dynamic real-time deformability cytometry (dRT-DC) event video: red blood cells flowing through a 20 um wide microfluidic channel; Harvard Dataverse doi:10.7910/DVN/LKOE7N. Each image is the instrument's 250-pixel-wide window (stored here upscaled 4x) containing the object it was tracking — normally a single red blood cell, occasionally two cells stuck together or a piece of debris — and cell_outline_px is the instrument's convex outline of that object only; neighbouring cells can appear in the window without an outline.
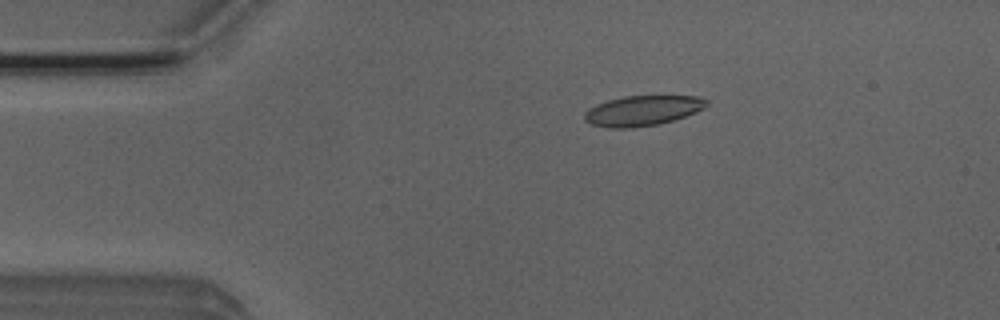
{"species": "Egyptian fruit bat (a non-hibernating species)", "species_latin": "Rousettus aegyptiacus", "temperature_condition": "room temperature", "stored_images_in_passage": 5, "camera_frame_rate_fps": 3000, "um_per_image_px": 0.085, "animal": {"sex": "male"}, "frame": {"image": 1, "passage_image": 2, "time_ms": 0.333, "image_size_px": [1000, 320], "cell_outline_px": [[708, 104], [704, 108], [696, 112], [672, 120], [656, 124], [632, 128], [612, 128], [592, 124], [584, 120], [584, 112], [588, 108], [596, 104], [608, 100], [624, 96], [700, 96], [708, 100]], "centroid_in_image_um": [54.61, 9.39], "position_along_channel_um": 30.4, "area_um2": 21.39}}